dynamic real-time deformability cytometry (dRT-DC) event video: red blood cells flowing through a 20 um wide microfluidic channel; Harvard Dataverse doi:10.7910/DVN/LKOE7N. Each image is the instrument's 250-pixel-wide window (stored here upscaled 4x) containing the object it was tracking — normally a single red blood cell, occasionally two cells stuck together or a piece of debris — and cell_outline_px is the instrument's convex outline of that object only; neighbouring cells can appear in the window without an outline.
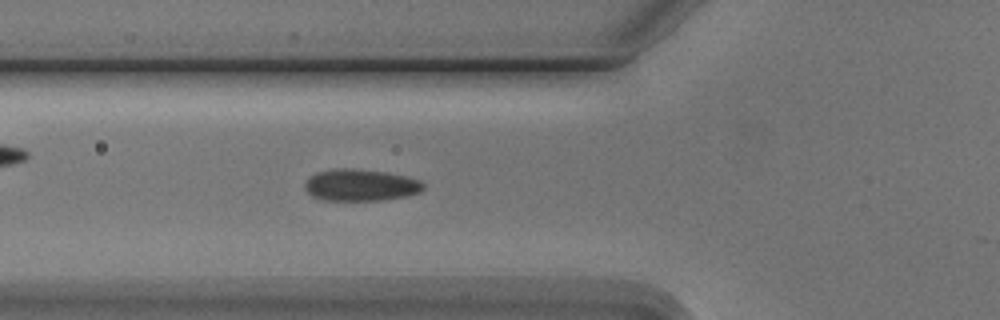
{"species": "Egyptian fruit bat (a non-hibernating species)", "species_latin": "Rousettus aegyptiacus", "temperature_condition": "cold", "stored_images_in_passage": 2, "camera_frame_rate_fps": 3000, "um_per_image_px": 0.085, "animal": {"sex": "male"}, "frame": {"image": 1, "passage_image": 2, "time_ms": 1.0, "image_size_px": [1000, 320], "cell_outline_px": [[424, 188], [420, 192], [408, 196], [384, 200], [320, 200], [312, 196], [304, 188], [304, 184], [308, 176], [316, 172], [332, 168], [356, 168], [388, 172], [420, 180], [424, 184]], "centroid_in_image_um": [30.62, 15.72], "position_along_channel_um": 95.2, "area_um2": 22.37}}